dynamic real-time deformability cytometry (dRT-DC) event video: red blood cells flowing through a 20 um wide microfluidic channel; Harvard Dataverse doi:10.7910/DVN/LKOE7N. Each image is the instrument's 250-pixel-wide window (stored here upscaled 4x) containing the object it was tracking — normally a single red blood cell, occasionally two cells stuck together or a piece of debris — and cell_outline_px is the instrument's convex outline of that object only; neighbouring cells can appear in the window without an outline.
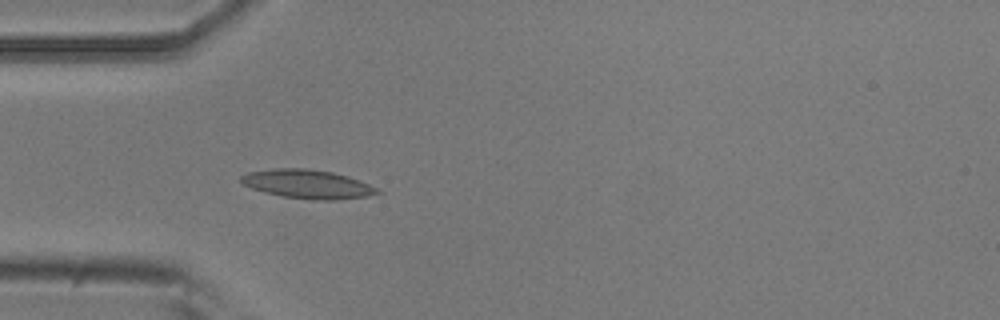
{"species": "common noctule bat (a hibernating species)", "species_latin": "Nyctalus noctula", "temperature_condition": "room temperature", "stored_images_in_passage": 5, "camera_frame_rate_fps": 3000, "um_per_image_px": 0.085, "animal": {"sex": "male", "body_mass_g": 20.5, "forearm_length_mm": 52.5}, "frame": {"image": 1, "passage_image": 5, "time_ms": 4.667, "image_size_px": [1000, 320], "cell_outline_px": [[380, 192], [368, 196], [336, 200], [312, 200], [280, 196], [264, 192], [252, 188], [244, 184], [240, 180], [240, 176], [248, 172], [276, 168], [308, 168], [332, 172], [348, 176], [360, 180], [376, 188]], "centroid_in_image_um": [26.12, 15.65], "position_along_channel_um": 58.9, "area_um2": 22.89}}